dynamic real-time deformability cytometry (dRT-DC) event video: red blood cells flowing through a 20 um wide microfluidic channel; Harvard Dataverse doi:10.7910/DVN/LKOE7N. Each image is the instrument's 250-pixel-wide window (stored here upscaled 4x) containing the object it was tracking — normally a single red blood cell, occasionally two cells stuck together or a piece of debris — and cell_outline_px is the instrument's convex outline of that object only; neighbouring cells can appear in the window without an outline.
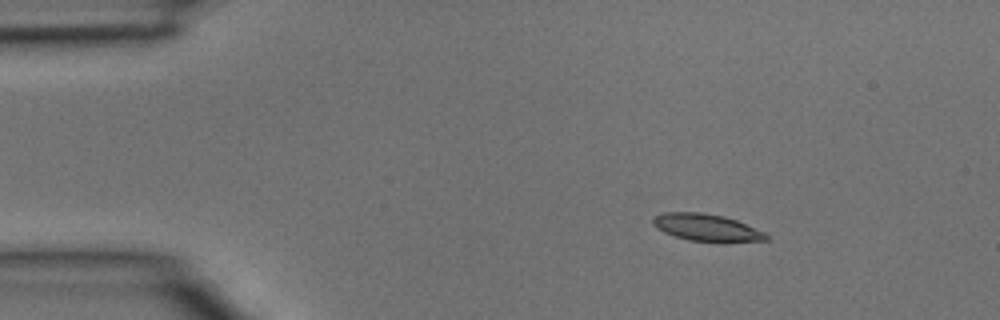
{"species": "common noctule bat (a hibernating species)", "species_latin": "Nyctalus noctula", "temperature_condition": "room temperature", "stored_images_in_passage": 3, "camera_frame_rate_fps": 3000, "um_per_image_px": 0.085, "animal": {"sex": "male", "body_mass_g": 15.6}, "frame": {"image": 1, "passage_image": 1, "time_ms": 0.0, "image_size_px": [1000, 320], "cell_outline_px": [[768, 240], [688, 240], [664, 232], [656, 228], [652, 224], [652, 216], [664, 212], [700, 212], [724, 216], [736, 220], [764, 232], [768, 236]], "centroid_in_image_um": [59.96, 19.29], "position_along_channel_um": 25.0, "area_um2": 17.28}}
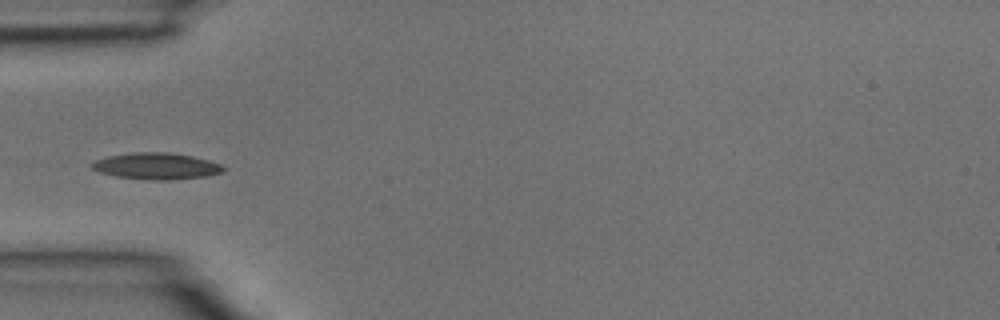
{"frame": {"image": 2, "passage_image": 3, "time_ms": 0.667, "image_size_px": [1000, 320], "cell_outline_px": [[228, 168], [224, 172], [208, 176], [168, 180], [152, 180], [116, 176], [100, 172], [92, 168], [88, 164], [96, 160], [108, 156], [132, 152], [168, 152], [192, 156], [208, 160], [220, 164]], "centroid_in_image_um": [13.32, 14.11], "position_along_channel_um": 71.7, "area_um2": 20.4}}